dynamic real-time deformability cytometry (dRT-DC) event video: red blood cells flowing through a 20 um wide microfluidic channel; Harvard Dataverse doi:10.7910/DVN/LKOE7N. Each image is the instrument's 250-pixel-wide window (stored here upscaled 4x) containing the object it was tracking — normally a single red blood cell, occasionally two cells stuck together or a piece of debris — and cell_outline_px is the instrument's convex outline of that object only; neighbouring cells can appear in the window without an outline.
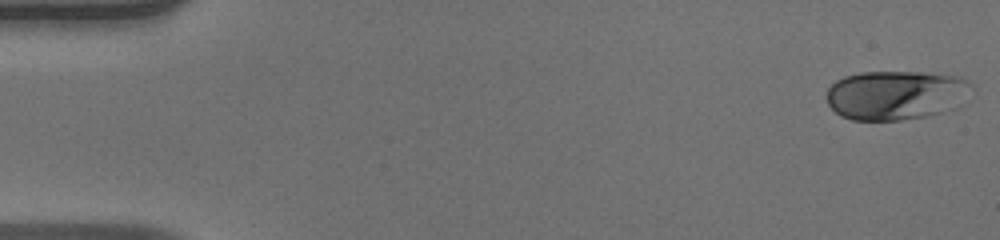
{"species": "human", "species_latin": "Homo sapiens", "temperature_condition": "warm", "stored_images_in_passage": 51, "camera_frame_rate_fps": 3000, "um_per_image_px": 0.085, "donor": {"sex": "male"}, "frame": {"image": 1, "passage_image": 1, "time_ms": 0.0, "image_size_px": [1000, 240], "cell_outline_px": [[972, 84], [940, 112], [924, 116], [900, 120], [852, 120], [840, 116], [828, 104], [828, 88], [836, 80], [844, 76], [860, 72], [924, 72], [960, 76]], "centroid_in_image_um": [75.96, 8.05], "position_along_channel_um": 9.0, "area_um2": 40.29}}
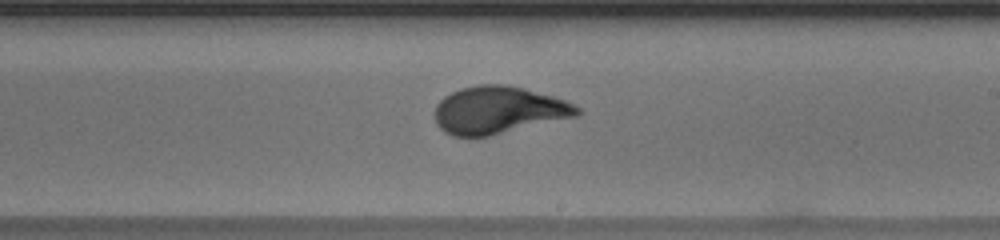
{"frame": {"image": 2, "passage_image": 30, "time_ms": 9.667, "image_size_px": [1000, 240], "cell_outline_px": [[584, 112], [580, 116], [488, 136], [452, 136], [444, 132], [436, 124], [436, 104], [444, 96], [460, 88], [480, 84], [504, 84], [524, 88], [552, 96], [564, 100], [580, 108]], "centroid_in_image_um": [42.39, 9.36], "position_along_channel_um": 246.6, "area_um2": 39.42}}
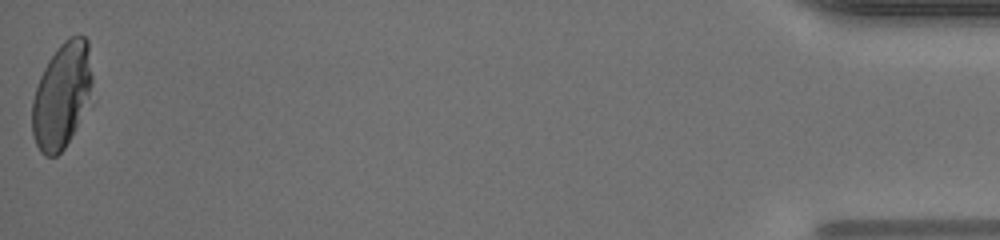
{"frame": {"image": 3, "passage_image": 51, "time_ms": 16.667, "image_size_px": [1000, 240], "cell_outline_px": [[96, 100], [64, 148], [56, 156], [44, 156], [40, 152], [36, 144], [32, 132], [32, 100], [40, 76], [48, 60], [60, 44], [64, 40], [72, 36], [84, 36], [88, 40]], "centroid_in_image_um": [5.34, 8.14], "position_along_channel_um": 429.9, "area_um2": 38.49}, "authors_computed_cell_mechanics": {"area_um2": 38.4948, "velocity_mm_per_s": 3.981, "shape_relaxation_time_tau1_ms": 4.5242, "shape_relaxation_time_tau2_ms": null, "deformation_change_tau1": 0.2339, "deformation_change_tau2": null}}